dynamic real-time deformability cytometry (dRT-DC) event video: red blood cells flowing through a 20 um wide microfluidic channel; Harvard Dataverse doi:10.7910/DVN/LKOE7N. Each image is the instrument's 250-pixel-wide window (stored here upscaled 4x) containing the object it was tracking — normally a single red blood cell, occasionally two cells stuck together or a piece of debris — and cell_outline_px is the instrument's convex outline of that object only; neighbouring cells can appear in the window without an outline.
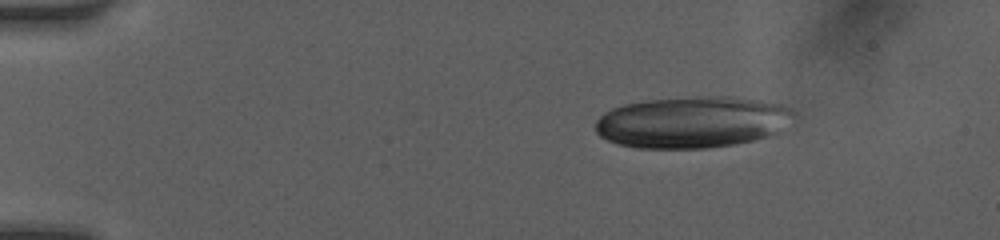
{"species": "human", "species_latin": "Homo sapiens", "temperature_condition": "room temperature", "stored_images_in_passage": 59, "camera_frame_rate_fps": 3000, "um_per_image_px": 0.085, "donor": {"sex": "female"}, "frame": {"image": 1, "passage_image": 1, "time_ms": 0.0, "image_size_px": [1000, 240], "cell_outline_px": [[796, 116], [776, 132], [752, 140], [732, 144], [708, 148], [636, 148], [620, 144], [608, 140], [600, 136], [596, 132], [596, 120], [604, 112], [612, 108], [624, 104], [648, 100], [708, 96], [732, 96], [760, 100], [780, 104], [792, 108], [796, 112]], "centroid_in_image_um": [58.84, 10.37], "position_along_channel_um": 26.2, "area_um2": 59.36}}